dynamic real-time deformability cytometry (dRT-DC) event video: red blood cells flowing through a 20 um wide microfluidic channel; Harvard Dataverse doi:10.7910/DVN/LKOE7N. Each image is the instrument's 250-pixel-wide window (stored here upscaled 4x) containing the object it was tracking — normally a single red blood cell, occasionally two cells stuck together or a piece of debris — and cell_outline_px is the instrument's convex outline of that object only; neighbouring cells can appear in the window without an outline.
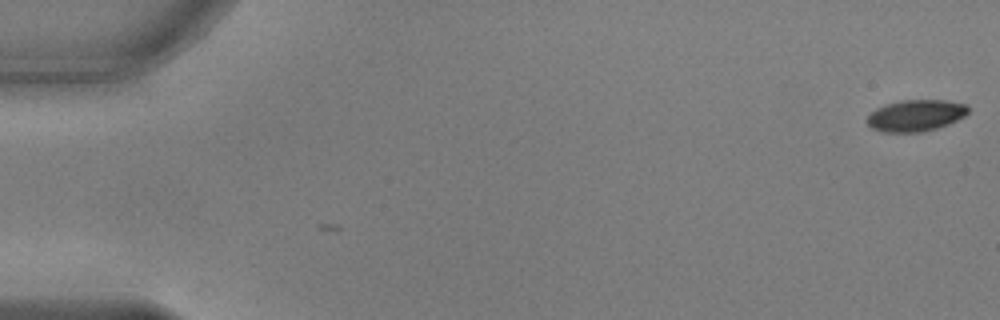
{"species": "common noctule bat (a hibernating species)", "species_latin": "Nyctalus noctula", "temperature_condition": "warm", "stored_images_in_passage": 52, "camera_frame_rate_fps": 3000, "um_per_image_px": 0.085, "animal": {"sex": "male", "body_mass_g": 17.9, "forearm_length_mm": 54.2}, "frame": {"image": 1, "passage_image": 1, "time_ms": 0.0, "image_size_px": [1000, 320], "cell_outline_px": [[968, 112], [964, 116], [948, 124], [936, 128], [920, 132], [884, 132], [872, 128], [868, 124], [868, 116], [876, 108], [884, 104], [900, 100], [944, 100], [968, 104]], "centroid_in_image_um": [77.84, 9.8], "position_along_channel_um": 7.2, "area_um2": 18.5}}
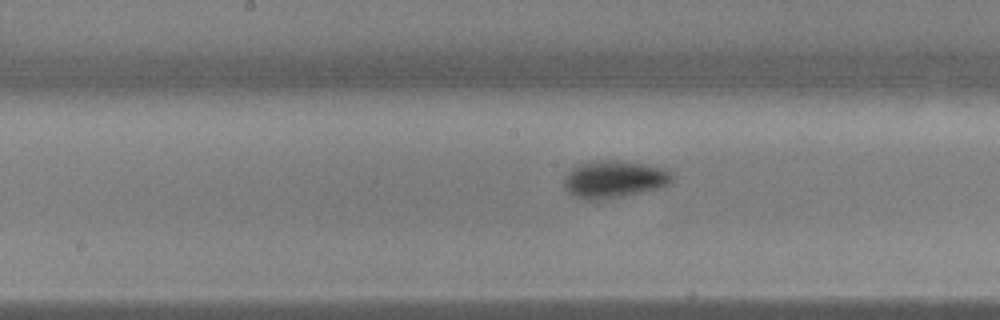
{"frame": {"image": 2, "passage_image": 28, "time_ms": 9.0, "image_size_px": [1000, 320], "cell_outline_px": [[672, 180], [668, 184], [660, 188], [620, 196], [596, 200], [584, 200], [568, 192], [564, 188], [564, 180], [568, 172], [572, 168], [580, 164], [592, 160], [616, 160], [644, 164], [660, 168], [668, 172], [672, 176]], "centroid_in_image_um": [52.14, 15.23], "position_along_channel_um": 196.1, "area_um2": 23.12}}
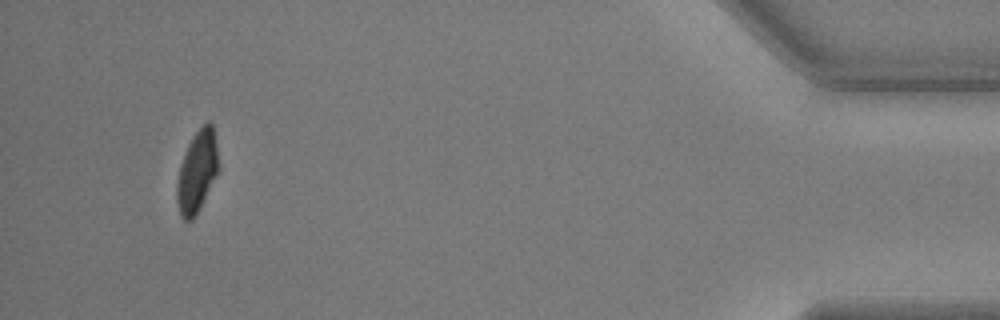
{"frame": {"image": 3, "passage_image": 51, "time_ms": 16.667, "image_size_px": [1000, 320], "cell_outline_px": [[216, 172], [192, 220], [184, 220], [180, 216], [176, 200], [176, 184], [180, 164], [188, 144], [196, 132], [208, 120], [212, 124], [216, 148]], "centroid_in_image_um": [16.67, 14.58], "position_along_channel_um": 418.5, "area_um2": 18.73}}